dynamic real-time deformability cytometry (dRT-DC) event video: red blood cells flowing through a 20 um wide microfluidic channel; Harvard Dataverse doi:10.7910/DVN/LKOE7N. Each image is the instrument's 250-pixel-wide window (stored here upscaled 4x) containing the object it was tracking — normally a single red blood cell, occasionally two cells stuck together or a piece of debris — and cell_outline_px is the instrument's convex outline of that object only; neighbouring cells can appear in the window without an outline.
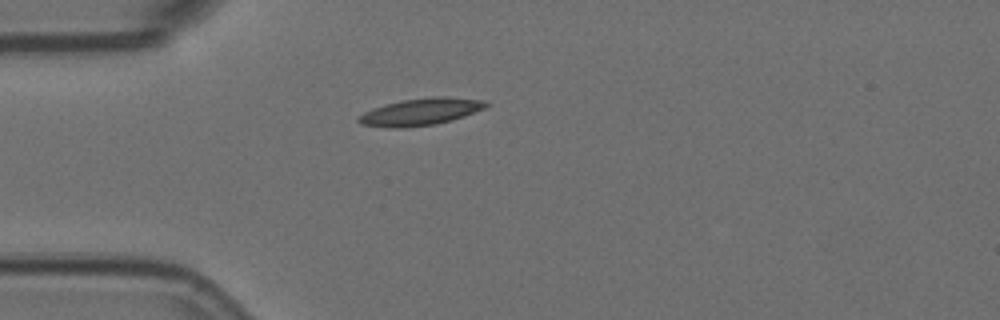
{"species": "Egyptian fruit bat (a non-hibernating species)", "species_latin": "Rousettus aegyptiacus", "temperature_condition": "room temperature", "stored_images_in_passage": 1, "camera_frame_rate_fps": 3000, "um_per_image_px": 0.085, "animal": {"sex": "female"}, "frame": {"image": 1, "passage_image": 1, "time_ms": 0.0, "image_size_px": [1000, 320], "cell_outline_px": [[492, 104], [484, 108], [464, 116], [452, 120], [432, 124], [404, 128], [396, 128], [360, 124], [356, 120], [364, 112], [372, 108], [384, 104], [404, 100], [432, 96], [444, 96], [484, 100]], "centroid_in_image_um": [35.77, 9.49], "position_along_channel_um": 49.2, "area_um2": 20.0}}